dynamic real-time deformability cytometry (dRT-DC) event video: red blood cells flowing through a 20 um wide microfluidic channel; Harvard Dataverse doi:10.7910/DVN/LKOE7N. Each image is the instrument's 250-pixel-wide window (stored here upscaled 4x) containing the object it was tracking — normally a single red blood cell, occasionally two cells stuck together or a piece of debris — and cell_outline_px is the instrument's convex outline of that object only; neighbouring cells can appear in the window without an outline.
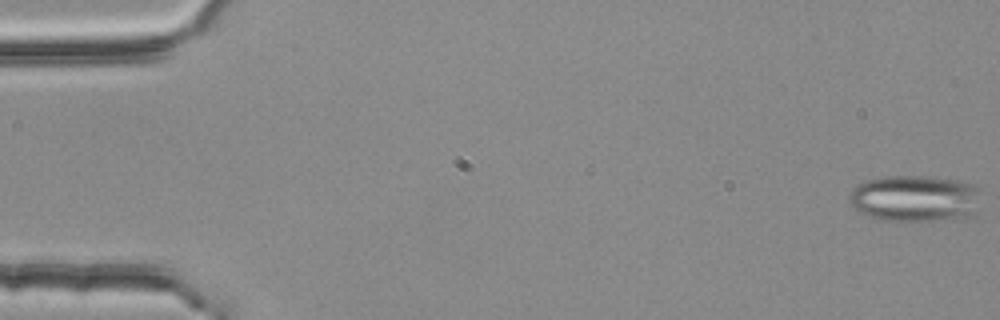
{"species": "common noctule bat (a hibernating species)", "species_latin": "Nyctalus noctula", "temperature_condition": "room temperature", "stored_images_in_passage": 13, "camera_frame_rate_fps": 3000, "um_per_image_px": 0.085, "animal": {"sex": "female", "body_mass_g": 25.1}, "frame": {"image": 1, "passage_image": 1, "time_ms": 0.0, "image_size_px": [1000, 320], "cell_outline_px": [[980, 188], [972, 216], [964, 220], [900, 224], [876, 220], [860, 212], [848, 200], [848, 196], [852, 188], [856, 184], [864, 180], [884, 176], [924, 176], [956, 180], [972, 184]], "centroid_in_image_um": [77.73, 16.93], "position_along_channel_um": 7.3, "area_um2": 37.28}}